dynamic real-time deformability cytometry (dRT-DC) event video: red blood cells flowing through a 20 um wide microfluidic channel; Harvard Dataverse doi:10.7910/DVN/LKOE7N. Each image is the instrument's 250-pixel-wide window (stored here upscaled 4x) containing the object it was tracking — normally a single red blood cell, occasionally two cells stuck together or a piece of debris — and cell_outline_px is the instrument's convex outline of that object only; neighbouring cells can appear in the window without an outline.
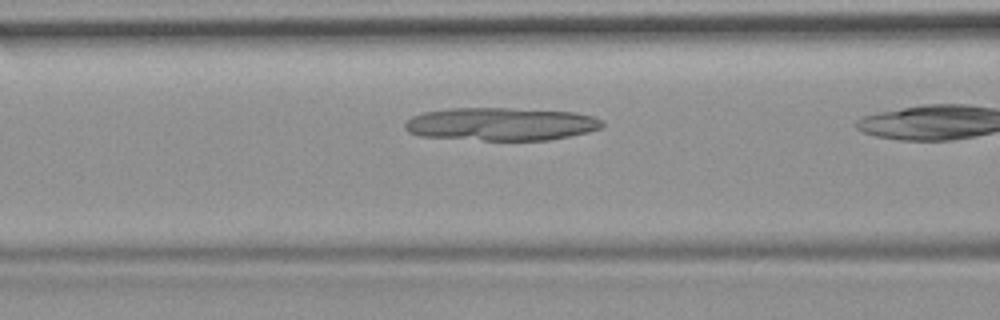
{"species": "common noctule bat (a hibernating species)", "species_latin": "Nyctalus noctula", "temperature_condition": "room temperature", "stored_images_in_passage": 14, "camera_frame_rate_fps": 3000, "um_per_image_px": 0.085, "animal": {"sex": "female", "body_mass_g": 19.9}, "frame": {"image": 1, "passage_image": 3, "time_ms": 0.667, "image_size_px": [1000, 320], "cell_outline_px": [[604, 124], [600, 128], [588, 132], [548, 140], [484, 140], [420, 136], [408, 132], [404, 128], [404, 124], [412, 116], [424, 112], [448, 108], [508, 108], [576, 112], [592, 116], [604, 120]], "centroid_in_image_um": [42.58, 10.54], "position_along_channel_um": 124.0, "area_um2": 37.97}}
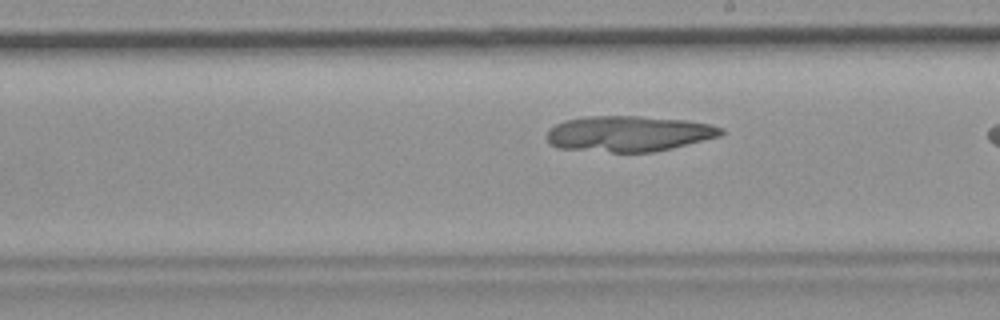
{"frame": {"image": 2, "passage_image": 12, "time_ms": 3.667, "image_size_px": [1000, 320], "cell_outline_px": [[724, 132], [720, 136], [672, 148], [652, 152], [612, 152], [560, 148], [552, 144], [548, 140], [548, 132], [556, 124], [564, 120], [584, 116], [640, 116], [688, 120], [708, 124], [724, 128]], "centroid_in_image_um": [53.47, 11.35], "position_along_channel_um": 235.5, "area_um2": 36.07}}